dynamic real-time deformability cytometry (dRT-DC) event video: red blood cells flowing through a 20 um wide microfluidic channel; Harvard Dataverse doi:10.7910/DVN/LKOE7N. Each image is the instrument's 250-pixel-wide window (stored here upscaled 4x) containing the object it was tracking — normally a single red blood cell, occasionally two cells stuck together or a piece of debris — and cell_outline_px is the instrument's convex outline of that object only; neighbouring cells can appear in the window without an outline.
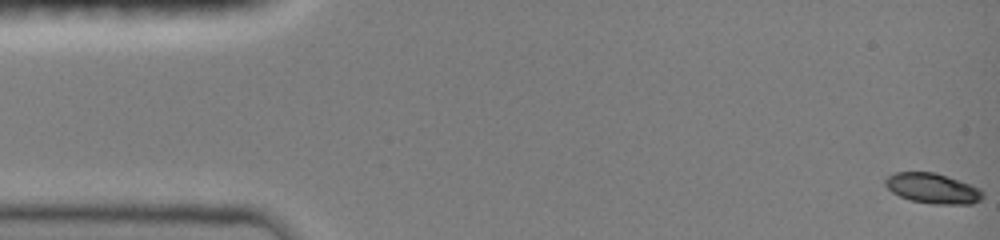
{"species": "common noctule bat (a hibernating species)", "species_latin": "Nyctalus noctula", "temperature_condition": "room temperature", "stored_images_in_passage": 48, "camera_frame_rate_fps": 3000, "um_per_image_px": 0.085, "animal": {"sex": "female", "body_mass_g": 19.0, "forearm_length_mm": 51.5}, "frame": {"image": 1, "passage_image": 1, "time_ms": 0.0, "image_size_px": [1000, 240], "cell_outline_px": [[984, 196], [980, 200], [972, 204], [932, 204], [912, 200], [900, 196], [892, 192], [884, 184], [884, 180], [888, 176], [896, 172], [936, 172], [980, 188], [984, 192]], "centroid_in_image_um": [79.29, 16.01], "position_along_channel_um": 5.7, "area_um2": 17.17}}
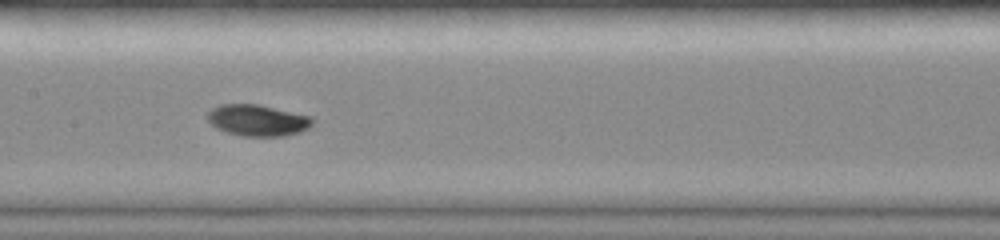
{"frame": {"image": 2, "passage_image": 24, "time_ms": 7.667, "image_size_px": [1000, 240], "cell_outline_px": [[316, 120], [308, 128], [300, 132], [284, 136], [240, 136], [216, 128], [208, 120], [208, 112], [212, 108], [220, 104], [260, 104], [312, 116]], "centroid_in_image_um": [21.94, 10.22], "position_along_channel_um": 185.5, "area_um2": 19.36}}
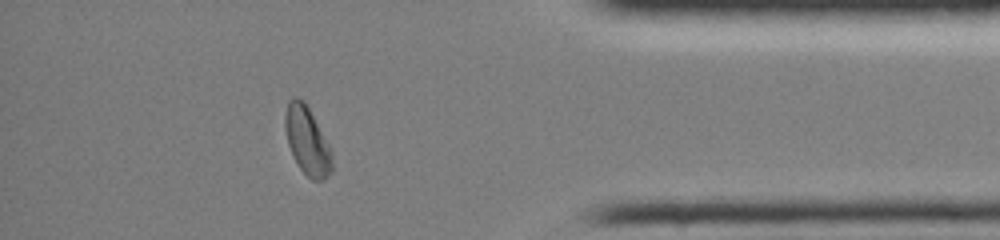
{"frame": {"image": 3, "passage_image": 42, "time_ms": 13.667, "image_size_px": [1000, 240], "cell_outline_px": [[332, 172], [324, 180], [312, 180], [300, 168], [292, 156], [288, 144], [284, 128], [284, 116], [288, 100], [292, 96], [296, 96], [304, 100], [328, 144], [332, 156]], "centroid_in_image_um": [26.08, 11.95], "position_along_channel_um": 409.1, "area_um2": 18.61}, "authors_computed_cell_mechanics": {"area_um2": 18.496, "velocity_mm_per_s": 4.0369, "shape_relaxation_time_tau1_ms": 2.8625, "shape_relaxation_time_tau2_ms": null, "deformation_change_tau1": 0.1557, "deformation_change_tau2": null}}